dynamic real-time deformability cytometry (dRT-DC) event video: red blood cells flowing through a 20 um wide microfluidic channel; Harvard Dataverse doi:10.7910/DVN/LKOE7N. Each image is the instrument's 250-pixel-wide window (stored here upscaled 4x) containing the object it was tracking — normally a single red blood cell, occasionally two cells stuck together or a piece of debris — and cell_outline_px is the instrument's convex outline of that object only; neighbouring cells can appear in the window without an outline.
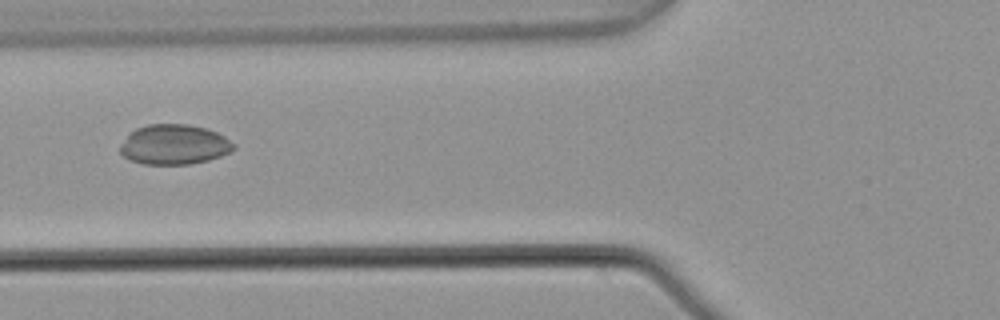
{"species": "common noctule bat (a hibernating species)", "species_latin": "Nyctalus noctula", "temperature_condition": "warm", "stored_images_in_passage": 6, "camera_frame_rate_fps": 3000, "um_per_image_px": 0.085, "animal": {"sex": "male", "body_mass_g": 21.5, "forearm_length_mm": 52.0}, "frame": {"image": 1, "passage_image": 6, "time_ms": 1.667, "image_size_px": [1000, 320], "cell_outline_px": [[236, 148], [220, 156], [208, 160], [188, 164], [144, 164], [128, 160], [120, 152], [120, 144], [136, 128], [148, 124], [188, 124], [208, 128], [224, 136], [236, 144]], "centroid_in_image_um": [14.81, 12.28], "position_along_channel_um": 111.0, "area_um2": 26.47}}